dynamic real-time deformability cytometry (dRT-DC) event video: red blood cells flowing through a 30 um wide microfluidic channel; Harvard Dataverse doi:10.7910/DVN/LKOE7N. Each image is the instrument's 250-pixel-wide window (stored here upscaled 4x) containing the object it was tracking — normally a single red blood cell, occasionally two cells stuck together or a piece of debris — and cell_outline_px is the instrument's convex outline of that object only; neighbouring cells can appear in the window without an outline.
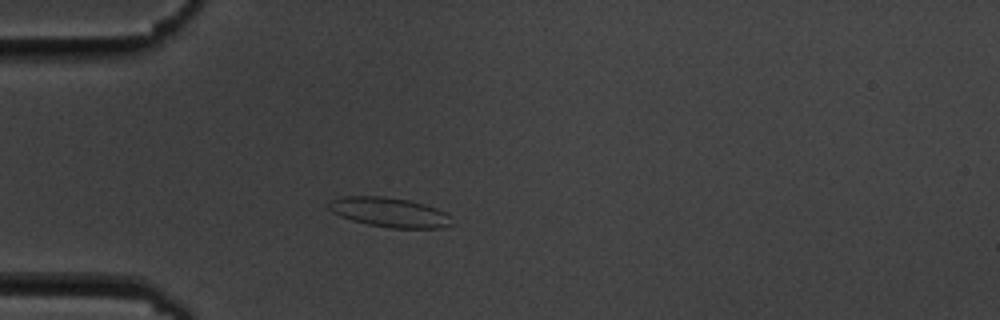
{"species": "common noctule bat (a hibernating species)", "species_latin": "Nyctalus noctula", "temperature_condition": "cold", "stored_images_in_passage": 3, "camera_frame_rate_fps": 3000, "um_per_image_px": 0.085, "animal": {"sex": "male", "body_mass_g": 19.5, "forearm_length_mm": 54.6}, "frame": {"image": 1, "passage_image": 3, "time_ms": 2.333, "image_size_px": [1000, 320], "cell_outline_px": [[456, 224], [444, 228], [392, 228], [368, 224], [352, 220], [340, 216], [332, 212], [328, 208], [328, 200], [340, 196], [380, 196], [408, 200], [424, 204], [436, 208], [444, 212]], "centroid_in_image_um": [33.09, 18.04], "position_along_channel_um": 51.9, "area_um2": 21.33}}